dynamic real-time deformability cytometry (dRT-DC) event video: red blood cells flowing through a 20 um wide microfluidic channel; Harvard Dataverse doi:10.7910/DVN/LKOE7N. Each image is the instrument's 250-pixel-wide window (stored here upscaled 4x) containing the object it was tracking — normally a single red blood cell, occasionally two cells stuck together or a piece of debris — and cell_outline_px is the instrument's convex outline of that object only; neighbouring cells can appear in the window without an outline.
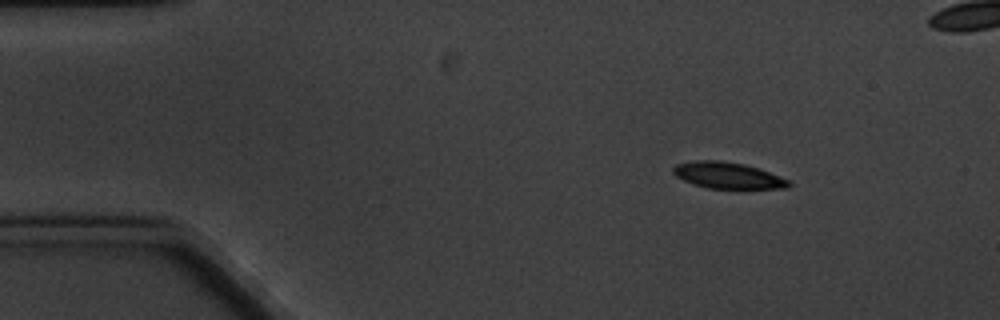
{"species": "common noctule bat (a hibernating species)", "species_latin": "Nyctalus noctula", "temperature_condition": "cold", "stored_images_in_passage": 4, "camera_frame_rate_fps": 3000, "um_per_image_px": 0.085, "animal": {"sex": "male", "body_mass_g": 20.1, "forearm_length_mm": 53.5}, "frame": {"image": 1, "passage_image": 1, "time_ms": 0.0, "image_size_px": [1000, 320], "cell_outline_px": [[792, 184], [788, 188], [708, 188], [692, 184], [676, 176], [672, 172], [672, 168], [676, 164], [696, 160], [720, 160], [744, 164], [768, 172], [788, 180]], "centroid_in_image_um": [61.81, 14.9], "position_along_channel_um": 23.2, "area_um2": 17.51}}